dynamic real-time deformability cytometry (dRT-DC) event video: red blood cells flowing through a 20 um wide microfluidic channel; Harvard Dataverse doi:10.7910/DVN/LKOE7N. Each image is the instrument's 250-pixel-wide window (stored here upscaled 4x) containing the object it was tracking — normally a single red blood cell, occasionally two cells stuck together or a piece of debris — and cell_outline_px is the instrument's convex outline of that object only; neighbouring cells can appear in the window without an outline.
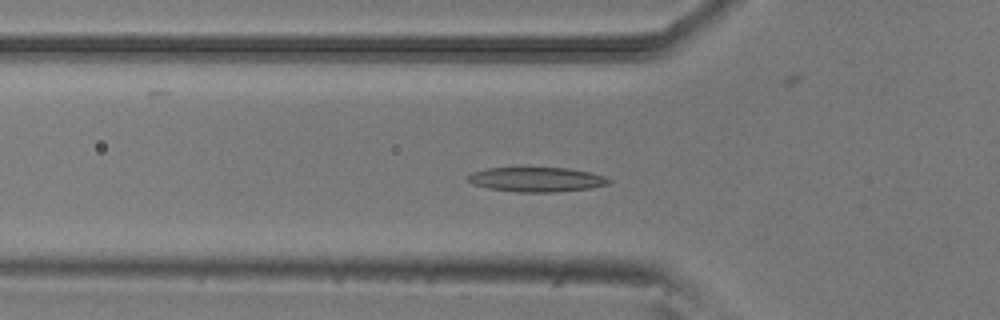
{"species": "common noctule bat (a hibernating species)", "species_latin": "Nyctalus noctula", "temperature_condition": "room temperature", "stored_images_in_passage": 53, "segment_of_instrument_passage": [1, 2], "camera_frame_rate_fps": 3000, "um_per_image_px": 0.085, "animal": {"sex": "male", "body_mass_g": 20.5, "forearm_length_mm": 52.5}, "frame": {"image": 1, "passage_image": 17, "time_ms": 5.333, "image_size_px": [1000, 320], "cell_outline_px": [[612, 180], [608, 184], [592, 188], [556, 192], [516, 192], [488, 188], [472, 184], [468, 180], [468, 176], [472, 172], [488, 168], [568, 168], [588, 172], [604, 176]], "centroid_in_image_um": [45.61, 15.26], "position_along_channel_um": 80.2, "area_um2": 20.11}}
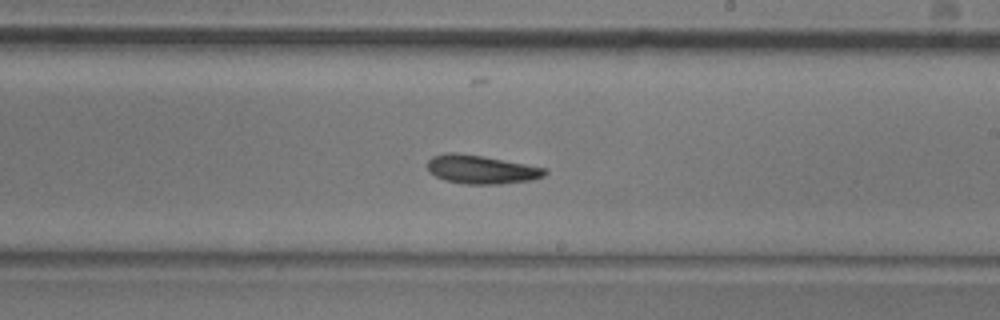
{"frame": {"image": 2, "passage_image": 30, "time_ms": 9.667, "image_size_px": [1000, 320], "cell_outline_px": [[548, 172], [544, 176], [532, 180], [500, 184], [464, 184], [444, 180], [428, 172], [428, 160], [432, 156], [444, 152], [456, 152], [484, 156], [548, 168]], "centroid_in_image_um": [40.91, 14.4], "position_along_channel_um": 248.1, "area_um2": 19.88}}
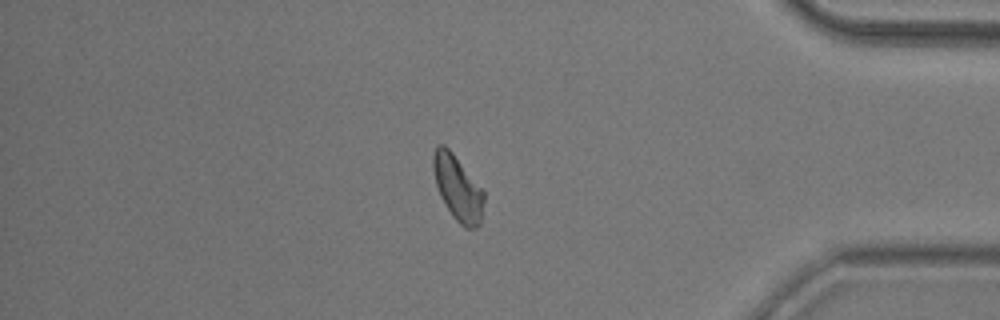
{"frame": {"image": 3, "passage_image": 44, "time_ms": 14.333, "image_size_px": [1000, 320], "cell_outline_px": [[484, 200], [480, 224], [476, 228], [464, 228], [452, 216], [440, 196], [436, 184], [432, 168], [432, 156], [436, 144], [444, 144], [452, 152], [484, 188]], "centroid_in_image_um": [38.91, 15.96], "position_along_channel_um": 396.3, "area_um2": 19.59}}